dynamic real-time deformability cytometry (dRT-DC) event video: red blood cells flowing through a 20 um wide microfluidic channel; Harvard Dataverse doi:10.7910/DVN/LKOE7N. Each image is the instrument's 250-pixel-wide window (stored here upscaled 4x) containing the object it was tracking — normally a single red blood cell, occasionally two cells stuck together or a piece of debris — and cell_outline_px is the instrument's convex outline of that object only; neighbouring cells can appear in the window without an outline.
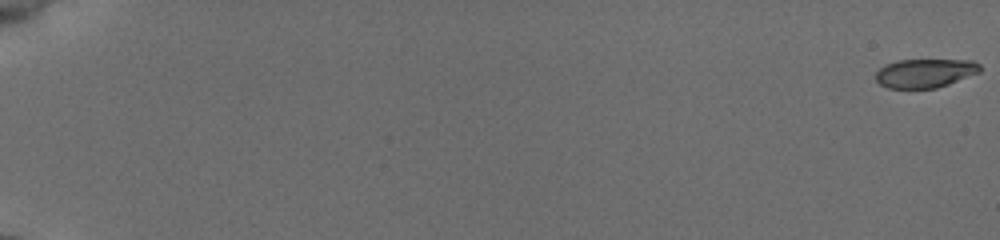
{"species": "common noctule bat (a hibernating species)", "species_latin": "Nyctalus noctula", "temperature_condition": "cold", "stored_images_in_passage": 56, "camera_frame_rate_fps": 3000, "um_per_image_px": 0.085, "animal": {"sex": "female", "body_mass_g": 19.5, "forearm_length_mm": 54.1}, "frame": {"image": 1, "passage_image": 1, "time_ms": 0.0, "image_size_px": [1000, 240], "cell_outline_px": [[980, 72], [948, 84], [936, 88], [888, 88], [880, 84], [876, 80], [876, 72], [884, 64], [896, 60], [972, 60], [980, 64]], "centroid_in_image_um": [78.61, 6.21], "position_along_channel_um": 6.4, "area_um2": 17.51}}
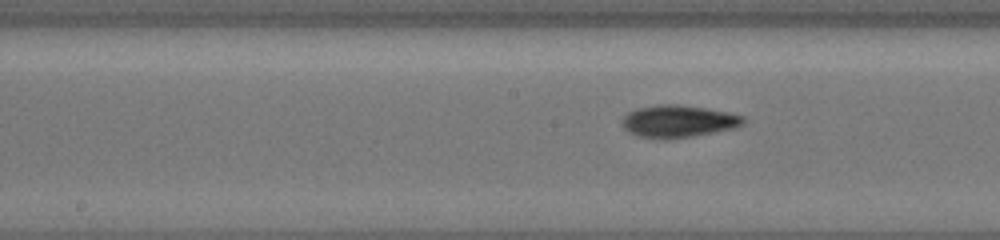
{"frame": {"image": 2, "passage_image": 32, "time_ms": 10.333, "image_size_px": [1000, 240], "cell_outline_px": [[744, 124], [736, 128], [692, 136], [668, 140], [636, 136], [628, 132], [620, 124], [620, 120], [628, 112], [636, 108], [656, 104], [680, 104], [728, 112], [744, 116]], "centroid_in_image_um": [57.61, 10.31], "position_along_channel_um": 190.6, "area_um2": 23.18}}
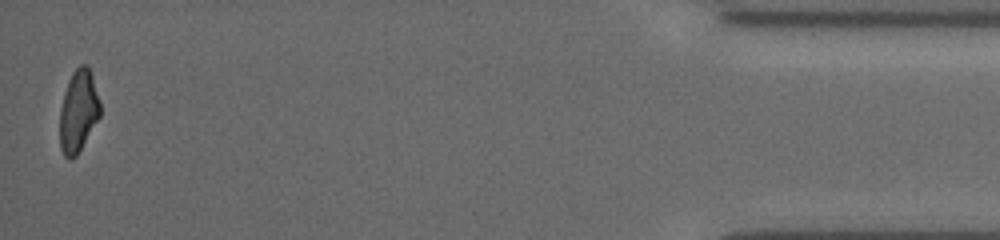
{"frame": {"image": 3, "passage_image": 56, "time_ms": 18.333, "image_size_px": [1000, 240], "cell_outline_px": [[100, 116], [76, 156], [72, 160], [68, 160], [64, 156], [60, 148], [60, 108], [64, 92], [68, 80], [72, 72], [80, 64], [88, 64], [92, 76], [100, 104]], "centroid_in_image_um": [6.64, 9.45], "position_along_channel_um": 428.6, "area_um2": 19.31}, "authors_computed_cell_mechanics": {"area_um2": 20.3167, "velocity_mm_per_s": 3.8889, "shape_relaxation_time_tau1_ms": 4.8864, "shape_relaxation_time_tau2_ms": 6.2875, "deformation_change_tau1": 0.1593, "deformation_change_tau2": 0.1071}}